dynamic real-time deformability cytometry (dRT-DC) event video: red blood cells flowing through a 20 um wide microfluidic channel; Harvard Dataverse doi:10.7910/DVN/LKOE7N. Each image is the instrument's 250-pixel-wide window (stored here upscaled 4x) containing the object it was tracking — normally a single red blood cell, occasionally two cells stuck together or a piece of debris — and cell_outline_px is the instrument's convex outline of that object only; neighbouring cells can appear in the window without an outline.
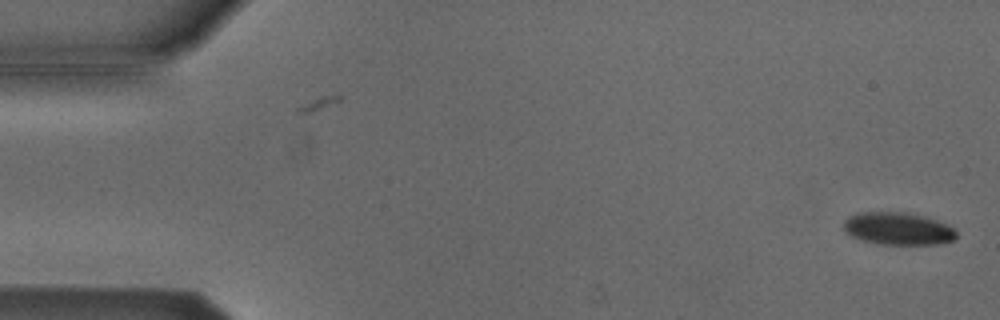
{"species": "Egyptian fruit bat (a non-hibernating species)", "species_latin": "Rousettus aegyptiacus", "temperature_condition": "cold", "stored_images_in_passage": 50, "camera_frame_rate_fps": 3000, "um_per_image_px": 0.085, "animal": {"sex": "male"}, "frame": {"image": 1, "passage_image": 1, "time_ms": 0.0, "image_size_px": [1000, 320], "cell_outline_px": [[956, 240], [944, 244], [876, 244], [852, 236], [844, 232], [844, 220], [848, 216], [856, 212], [904, 212], [924, 216], [948, 224], [956, 232]], "centroid_in_image_um": [76.33, 19.43], "position_along_channel_um": 8.7, "area_um2": 21.56}}
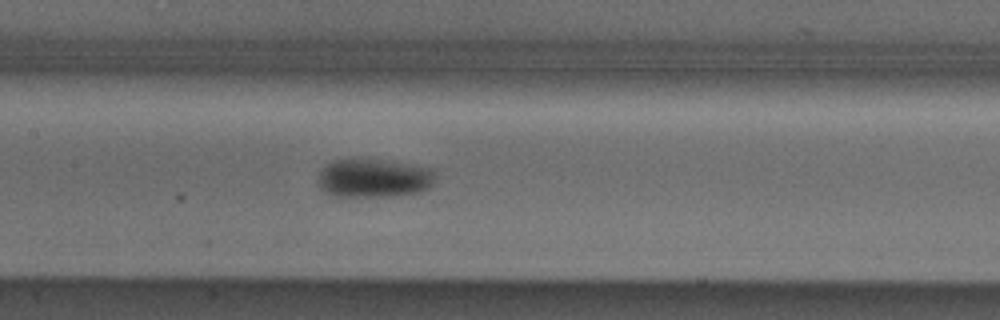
{"frame": {"image": 2, "passage_image": 25, "time_ms": 8.0, "image_size_px": [1000, 320], "cell_outline_px": [[436, 180], [428, 188], [420, 192], [392, 196], [332, 196], [324, 192], [316, 184], [316, 180], [320, 172], [332, 160], [376, 160], [412, 164], [436, 168]], "centroid_in_image_um": [31.81, 15.15], "position_along_channel_um": 175.6, "area_um2": 26.65}}
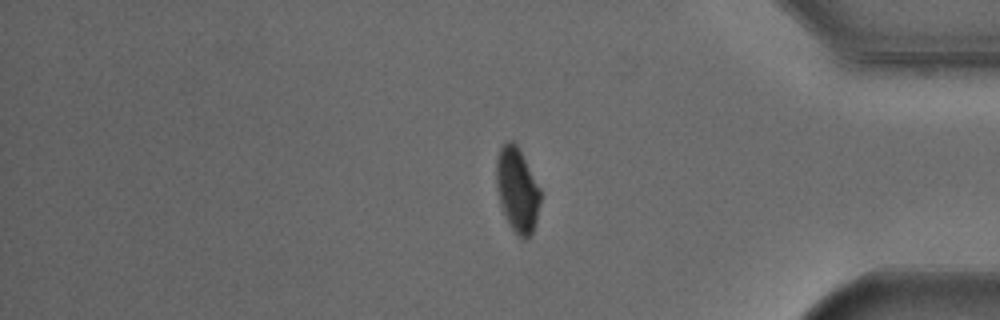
{"frame": {"image": 3, "passage_image": 44, "time_ms": 14.333, "image_size_px": [1000, 320], "cell_outline_px": [[540, 200], [536, 220], [532, 232], [528, 240], [524, 240], [508, 224], [500, 204], [496, 188], [496, 156], [500, 148], [508, 140], [512, 140], [516, 144], [540, 188]], "centroid_in_image_um": [43.94, 16.14], "position_along_channel_um": 391.3, "area_um2": 21.56}, "authors_computed_cell_mechanics": {"area_um2": 23.5246, "velocity_mm_per_s": 3.805, "shape_relaxation_time_tau1_ms": 3.4306, "shape_relaxation_time_tau2_ms": null, "deformation_change_tau1": 0.1042, "deformation_change_tau2": null}}